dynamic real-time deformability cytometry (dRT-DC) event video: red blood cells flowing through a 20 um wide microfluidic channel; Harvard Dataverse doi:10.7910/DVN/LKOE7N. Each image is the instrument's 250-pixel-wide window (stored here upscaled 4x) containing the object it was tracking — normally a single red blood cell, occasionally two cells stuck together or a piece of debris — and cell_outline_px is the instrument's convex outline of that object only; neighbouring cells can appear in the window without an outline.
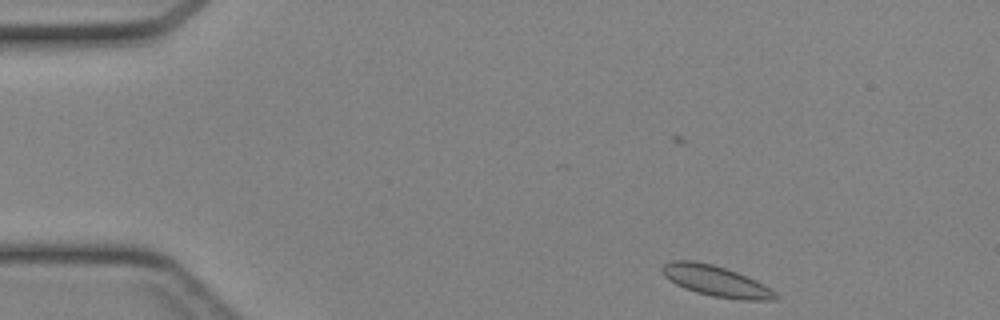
{"species": "Egyptian fruit bat (a non-hibernating species)", "species_latin": "Rousettus aegyptiacus", "temperature_condition": "cold", "stored_images_in_passage": 40, "camera_frame_rate_fps": 3000, "um_per_image_px": 0.085, "animal": {"sex": "female"}, "frame": {"image": 1, "passage_image": 1, "time_ms": 0.0, "image_size_px": [1000, 320], "cell_outline_px": [[780, 296], [776, 300], [740, 300], [712, 296], [696, 292], [684, 288], [676, 284], [664, 276], [660, 268], [664, 264], [672, 260], [692, 260], [712, 264], [748, 276], [764, 284], [776, 292]], "centroid_in_image_um": [60.88, 23.89], "position_along_channel_um": 24.1, "area_um2": 20.4}}
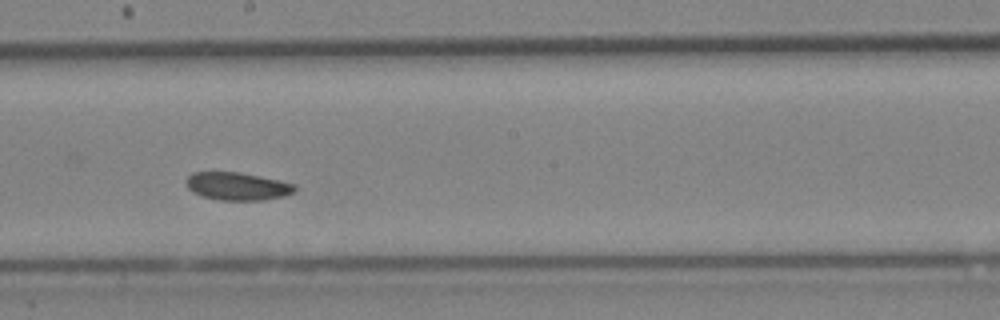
{"frame": {"image": 2, "passage_image": 20, "time_ms": 6.333, "image_size_px": [1000, 320], "cell_outline_px": [[296, 188], [292, 192], [284, 196], [264, 200], [220, 200], [200, 196], [192, 192], [188, 188], [184, 180], [192, 172], [240, 172], [296, 184]], "centroid_in_image_um": [20.13, 15.83], "position_along_channel_um": 228.1, "area_um2": 17.69}}
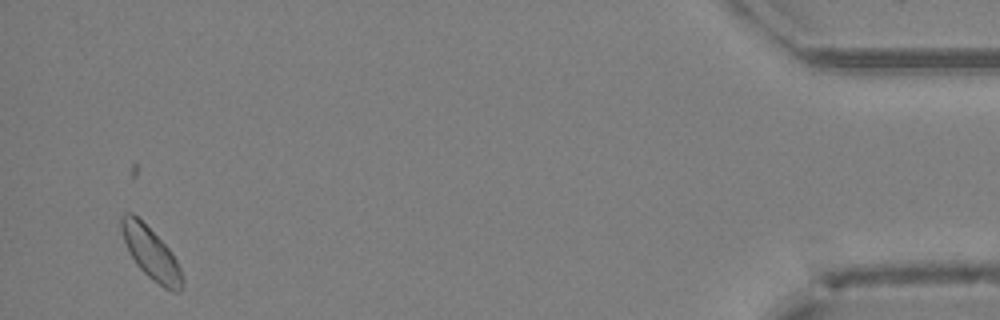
{"frame": {"image": 3, "passage_image": 38, "time_ms": 12.333, "image_size_px": [1000, 320], "cell_outline_px": [[184, 284], [176, 292], [172, 292], [164, 288], [152, 280], [136, 264], [124, 240], [120, 228], [120, 216], [124, 212], [132, 212], [168, 248], [176, 260], [180, 268], [184, 280]], "centroid_in_image_um": [12.82, 21.54], "position_along_channel_um": 422.4, "area_um2": 18.03}}